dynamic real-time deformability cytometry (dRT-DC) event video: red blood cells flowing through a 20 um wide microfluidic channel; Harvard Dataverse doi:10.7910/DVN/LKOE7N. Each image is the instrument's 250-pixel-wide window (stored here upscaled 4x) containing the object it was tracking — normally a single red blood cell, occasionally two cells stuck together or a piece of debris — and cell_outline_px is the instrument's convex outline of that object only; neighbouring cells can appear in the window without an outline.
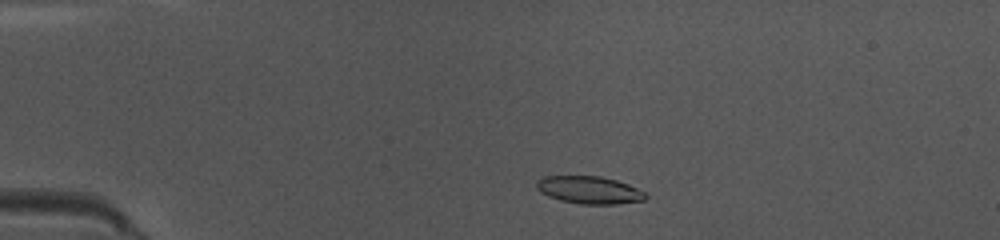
{"species": "common noctule bat (a hibernating species)", "species_latin": "Nyctalus noctula", "temperature_condition": "warm", "stored_images_in_passage": 45, "camera_frame_rate_fps": 3000, "um_per_image_px": 0.085, "animal": {"sex": "female", "body_mass_g": 10.0, "forearm_length_mm": 53.1}, "frame": {"image": 1, "passage_image": 6, "time_ms": 1.667, "image_size_px": [1000, 240], "cell_outline_px": [[648, 196], [644, 200], [616, 204], [580, 204], [560, 200], [548, 196], [540, 192], [536, 188], [536, 180], [544, 176], [600, 176], [616, 180], [628, 184], [644, 192]], "centroid_in_image_um": [50.06, 16.15], "position_along_channel_um": 34.9, "area_um2": 17.51}}
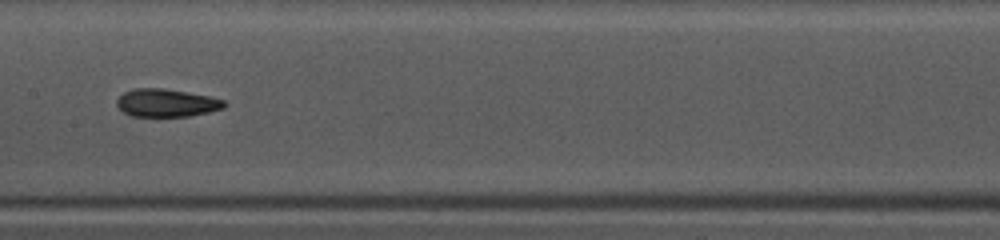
{"frame": {"image": 2, "passage_image": 21, "time_ms": 6.667, "image_size_px": [1000, 240], "cell_outline_px": [[228, 104], [224, 108], [208, 112], [188, 116], [132, 116], [124, 112], [116, 104], [116, 100], [124, 92], [136, 88], [164, 88], [208, 96], [224, 100]], "centroid_in_image_um": [14.16, 8.74], "position_along_channel_um": 193.2, "area_um2": 17.34}}
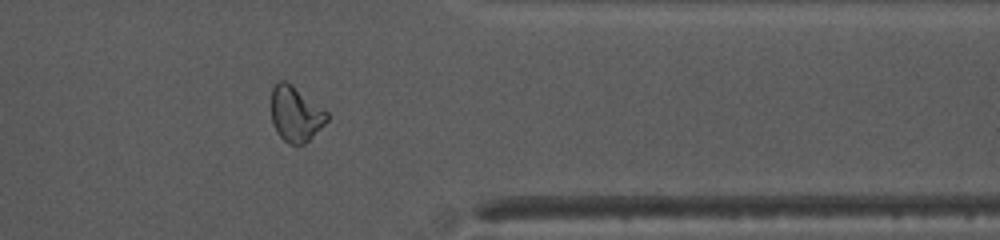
{"frame": {"image": 3, "passage_image": 36, "time_ms": 11.667, "image_size_px": [1000, 240], "cell_outline_px": [[328, 120], [304, 144], [288, 144], [276, 132], [272, 124], [272, 88], [280, 80], [284, 80], [292, 84], [328, 112]], "centroid_in_image_um": [25.11, 9.68], "position_along_channel_um": 386.3, "area_um2": 17.8}, "authors_computed_cell_mechanics": {"area_um2": 17.8024, "velocity_mm_per_s": 4.0184, "shape_relaxation_time_tau1_ms": 4.0656, "shape_relaxation_time_tau2_ms": 2.238, "deformation_change_tau1": 0.1517, "deformation_change_tau2": 0.0938}}